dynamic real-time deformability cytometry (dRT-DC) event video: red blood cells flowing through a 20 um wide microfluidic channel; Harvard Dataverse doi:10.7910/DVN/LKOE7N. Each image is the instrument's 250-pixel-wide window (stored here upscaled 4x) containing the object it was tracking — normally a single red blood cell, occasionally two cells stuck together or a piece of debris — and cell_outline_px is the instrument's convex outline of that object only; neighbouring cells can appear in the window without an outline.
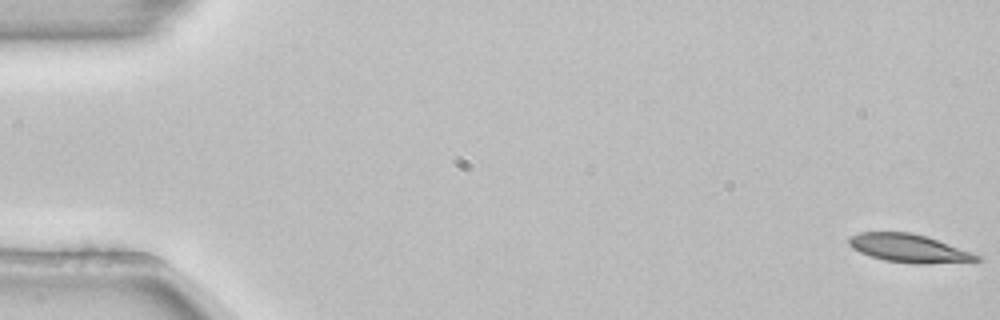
{"species": "common noctule bat (a hibernating species)", "species_latin": "Nyctalus noctula", "temperature_condition": "room temperature", "stored_images_in_passage": 54, "camera_frame_rate_fps": 3000, "um_per_image_px": 0.085, "animal": {"sex": "female", "body_mass_g": 22.7, "forearm_length_mm": 54.2}, "frame": {"image": 1, "passage_image": 1, "time_ms": 0.0, "image_size_px": [1000, 320], "cell_outline_px": [[980, 260], [928, 264], [920, 264], [884, 260], [868, 256], [852, 248], [848, 244], [848, 236], [860, 232], [912, 232], [972, 252], [980, 256]], "centroid_in_image_um": [77.19, 21.1], "position_along_channel_um": 7.8, "area_um2": 20.87}}
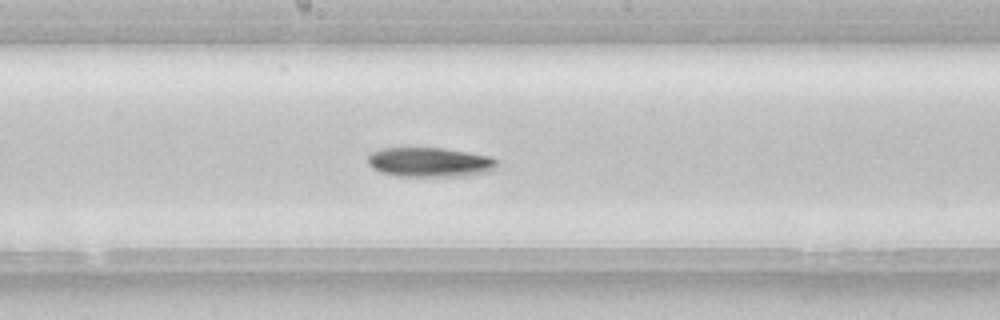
{"frame": {"image": 2, "passage_image": 29, "time_ms": 9.333, "image_size_px": [1000, 320], "cell_outline_px": [[496, 168], [488, 172], [460, 176], [396, 176], [380, 172], [372, 168], [368, 164], [368, 156], [372, 152], [380, 148], [444, 148], [492, 156], [496, 160]], "centroid_in_image_um": [36.52, 13.78], "position_along_channel_um": 211.7, "area_um2": 22.31}}
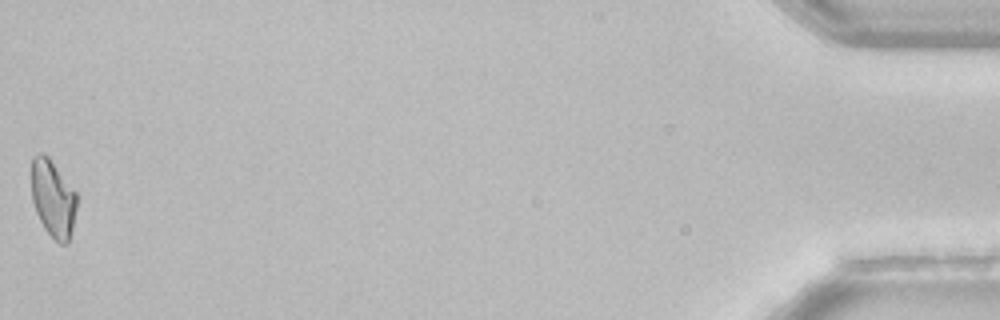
{"frame": {"image": 3, "passage_image": 54, "time_ms": 17.667, "image_size_px": [1000, 320], "cell_outline_px": [[76, 208], [72, 228], [68, 244], [60, 244], [44, 228], [36, 212], [32, 200], [32, 156], [40, 152], [48, 156], [76, 192]], "centroid_in_image_um": [4.5, 16.86], "position_along_channel_um": 430.7, "area_um2": 20.17}, "authors_computed_cell_mechanics": {"area_um2": 21.4149, "velocity_mm_per_s": 3.8468, "shape_relaxation_time_tau1_ms": 6.5888, "shape_relaxation_time_tau2_ms": null, "deformation_change_tau1": 0.1753, "deformation_change_tau2": null}}